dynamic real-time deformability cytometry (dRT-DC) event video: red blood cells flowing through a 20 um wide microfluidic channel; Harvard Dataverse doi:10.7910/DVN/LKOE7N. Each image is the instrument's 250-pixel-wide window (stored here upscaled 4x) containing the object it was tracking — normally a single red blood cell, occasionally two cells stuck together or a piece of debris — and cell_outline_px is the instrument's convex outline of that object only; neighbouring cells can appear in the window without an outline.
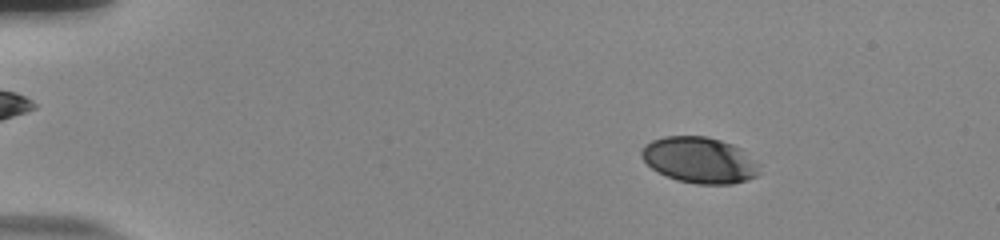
{"species": "human", "species_latin": "Homo sapiens", "temperature_condition": "room temperature", "stored_images_in_passage": 56, "camera_frame_rate_fps": 3000, "um_per_image_px": 0.085, "donor": {"sex": "male"}, "frame": {"image": 1, "passage_image": 9, "time_ms": 2.667, "image_size_px": [1000, 240], "cell_outline_px": [[760, 164], [756, 176], [748, 180], [732, 184], [696, 184], [676, 180], [656, 172], [640, 156], [640, 152], [644, 144], [652, 140], [664, 136], [708, 136], [732, 144], [740, 148]], "centroid_in_image_um": [59.44, 13.61], "position_along_channel_um": 25.6, "area_um2": 31.85}}
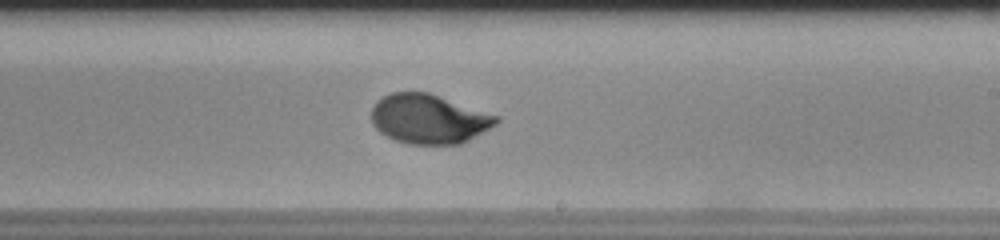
{"frame": {"image": 2, "passage_image": 35, "time_ms": 11.333, "image_size_px": [1000, 240], "cell_outline_px": [[500, 120], [496, 124], [468, 140], [460, 144], [408, 144], [396, 140], [380, 132], [372, 124], [372, 108], [376, 100], [392, 92], [428, 92], [500, 116]], "centroid_in_image_um": [36.45, 10.1], "position_along_channel_um": 252.6, "area_um2": 35.84}}
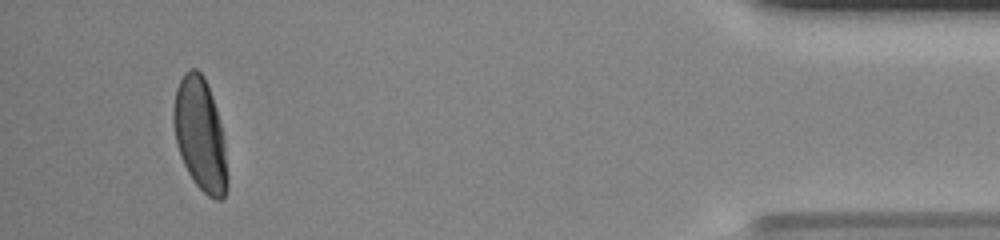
{"frame": {"image": 3, "passage_image": 53, "time_ms": 17.333, "image_size_px": [1000, 240], "cell_outline_px": [[228, 188], [224, 196], [220, 200], [216, 200], [208, 196], [196, 184], [188, 172], [180, 156], [176, 144], [172, 120], [172, 112], [176, 88], [184, 72], [192, 68], [196, 68], [204, 76], [216, 108], [224, 140], [228, 176]], "centroid_in_image_um": [17.0, 11.45], "position_along_channel_um": 418.2, "area_um2": 35.49}, "authors_computed_cell_mechanics": {"area_um2": 34.7089, "velocity_mm_per_s": 3.7508, "shape_relaxation_time_tau1_ms": 3.1626, "shape_relaxation_time_tau2_ms": null, "deformation_change_tau1": 0.1596, "deformation_change_tau2": null}}